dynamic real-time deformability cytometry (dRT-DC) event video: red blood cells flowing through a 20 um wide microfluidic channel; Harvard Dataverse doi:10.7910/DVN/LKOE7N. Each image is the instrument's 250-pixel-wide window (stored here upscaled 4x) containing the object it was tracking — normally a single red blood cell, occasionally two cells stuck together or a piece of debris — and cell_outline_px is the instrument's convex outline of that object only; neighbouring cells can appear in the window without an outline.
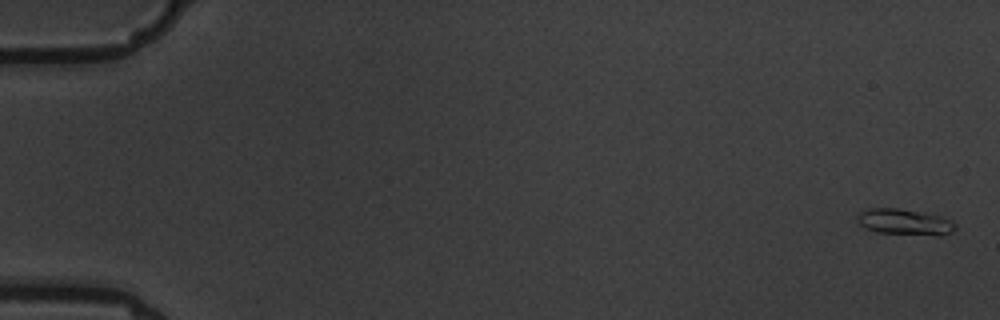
{"species": "common noctule bat (a hibernating species)", "species_latin": "Nyctalus noctula", "temperature_condition": "warm", "stored_images_in_passage": 3, "camera_frame_rate_fps": 3000, "um_per_image_px": 0.085, "animal": {"sex": "male", "body_mass_g": 19.5, "forearm_length_mm": 54.6}, "frame": {"image": 1, "passage_image": 1, "time_ms": 0.0, "image_size_px": [1000, 320], "cell_outline_px": [[956, 228], [952, 232], [940, 236], [936, 236], [876, 232], [864, 228], [860, 224], [856, 216], [860, 212], [868, 208], [896, 208], [924, 212], [940, 216], [952, 220], [956, 224]], "centroid_in_image_um": [76.92, 18.87], "position_along_channel_um": 8.1, "area_um2": 15.09}}